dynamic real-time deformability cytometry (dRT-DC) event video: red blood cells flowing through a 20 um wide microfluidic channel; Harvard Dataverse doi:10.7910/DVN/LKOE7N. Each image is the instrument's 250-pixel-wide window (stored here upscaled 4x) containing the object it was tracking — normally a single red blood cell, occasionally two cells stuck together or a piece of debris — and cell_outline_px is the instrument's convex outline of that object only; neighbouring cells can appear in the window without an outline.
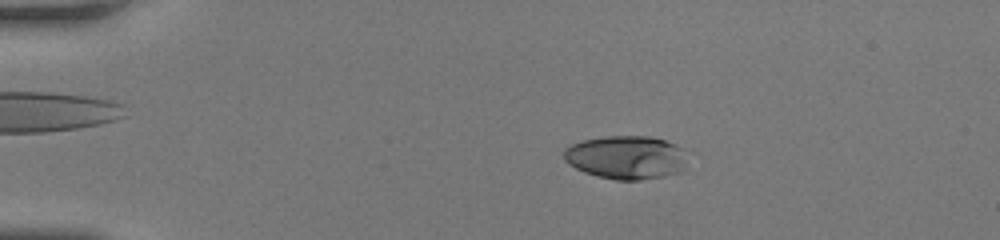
{"species": "human", "species_latin": "Homo sapiens", "temperature_condition": "room temperature", "stored_images_in_passage": 50, "camera_frame_rate_fps": 3000, "um_per_image_px": 0.085, "donor": {"sex": "female"}, "frame": {"image": 1, "passage_image": 11, "time_ms": 3.333, "image_size_px": [1000, 240], "cell_outline_px": [[688, 152], [680, 172], [664, 176], [640, 180], [616, 180], [596, 176], [584, 172], [568, 164], [564, 160], [564, 148], [572, 144], [584, 140], [604, 136], [648, 136], [664, 140]], "centroid_in_image_um": [53.19, 13.38], "position_along_channel_um": 31.8, "area_um2": 31.27}}
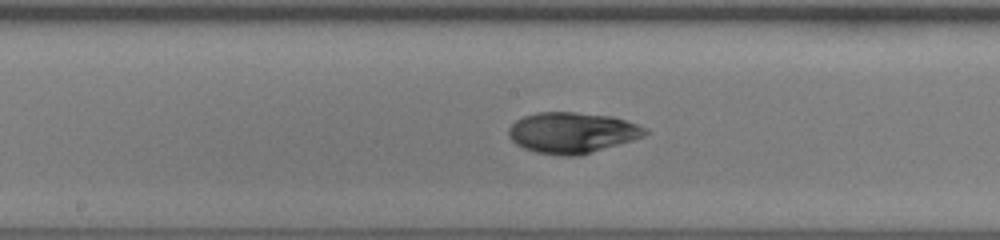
{"frame": {"image": 2, "passage_image": 28, "time_ms": 9.0, "image_size_px": [1000, 240], "cell_outline_px": [[648, 132], [644, 136], [632, 140], [580, 156], [560, 156], [536, 152], [524, 148], [516, 144], [508, 136], [508, 128], [516, 120], [524, 116], [536, 112], [576, 112], [612, 116], [648, 128]], "centroid_in_image_um": [48.62, 11.28], "position_along_channel_um": 199.6, "area_um2": 32.6}}
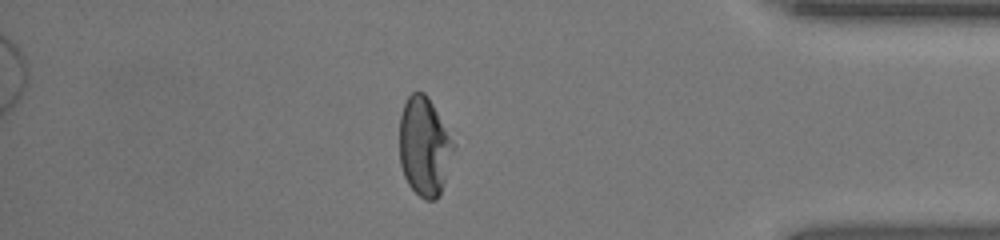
{"frame": {"image": 3, "passage_image": 44, "time_ms": 14.333, "image_size_px": [1000, 240], "cell_outline_px": [[456, 144], [440, 196], [436, 200], [424, 200], [408, 184], [404, 176], [400, 164], [400, 116], [404, 104], [408, 96], [412, 92], [424, 92], [428, 96]], "centroid_in_image_um": [36.08, 12.46], "position_along_channel_um": 399.1, "area_um2": 31.27}, "authors_computed_cell_mechanics": {"area_um2": 31.3565, "velocity_mm_per_s": 4.266, "shape_relaxation_time_tau1_ms": 4.9388, "shape_relaxation_time_tau2_ms": 2.0026, "deformation_change_tau1": 0.1957, "deformation_change_tau2": 0.051}}